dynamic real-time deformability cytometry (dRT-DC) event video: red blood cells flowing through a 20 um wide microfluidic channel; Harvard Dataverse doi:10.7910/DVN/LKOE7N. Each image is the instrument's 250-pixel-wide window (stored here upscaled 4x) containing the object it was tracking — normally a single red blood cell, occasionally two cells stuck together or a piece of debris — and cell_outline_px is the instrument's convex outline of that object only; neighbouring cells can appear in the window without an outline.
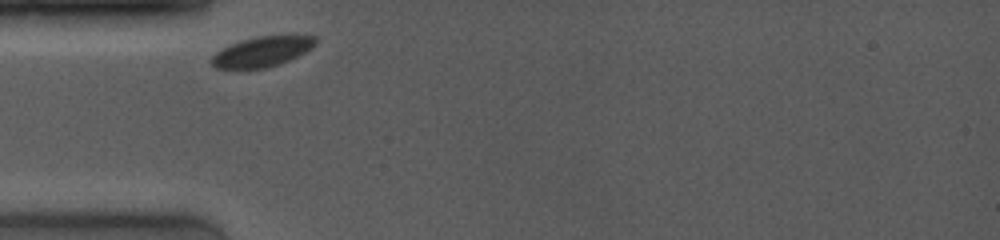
{"species": "common noctule bat (a hibernating species)", "species_latin": "Nyctalus noctula", "temperature_condition": "room temperature", "stored_images_in_passage": 21, "camera_frame_rate_fps": 4000, "um_per_image_px": 0.085, "animal": {"sex": "female", "body_mass_g": 19.0, "forearm_length_mm": 53.3}, "frame": {"image": 1, "passage_image": 1, "time_ms": 0.0, "image_size_px": [1000, 240], "cell_outline_px": [[316, 44], [312, 48], [280, 64], [264, 68], [216, 68], [212, 64], [212, 56], [216, 52], [240, 40], [256, 36], [296, 32], [316, 36]], "centroid_in_image_um": [22.39, 4.32], "position_along_channel_um": 62.6, "area_um2": 18.73}}
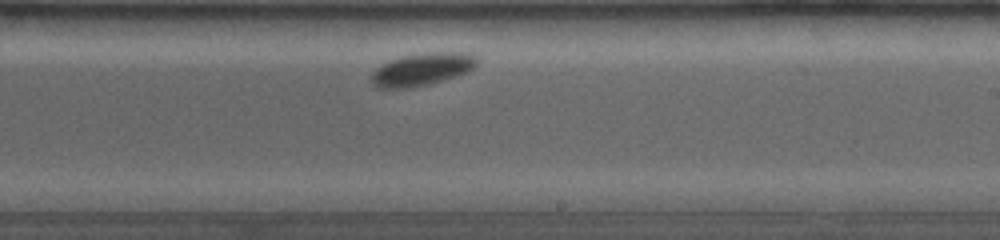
{"frame": {"image": 2, "passage_image": 12, "time_ms": 5.25, "image_size_px": [1000, 240], "cell_outline_px": [[476, 64], [468, 72], [428, 84], [408, 88], [376, 88], [372, 84], [372, 72], [380, 64], [388, 60], [400, 56], [424, 52], [472, 52], [476, 56]], "centroid_in_image_um": [35.84, 5.87], "position_along_channel_um": 253.2, "area_um2": 20.23}}
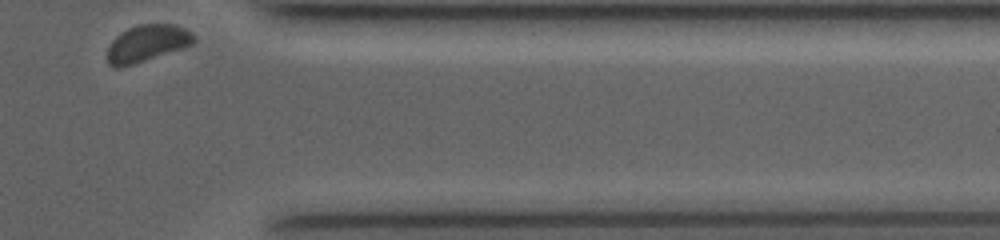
{"frame": {"image": 3, "passage_image": 21, "time_ms": 9.25, "image_size_px": [1000, 240], "cell_outline_px": [[196, 40], [192, 44], [120, 68], [112, 68], [108, 64], [108, 48], [112, 40], [120, 32], [128, 28], [140, 24], [176, 24], [192, 32], [196, 36]], "centroid_in_image_um": [12.48, 3.66], "position_along_channel_um": 398.9, "area_um2": 18.38}}